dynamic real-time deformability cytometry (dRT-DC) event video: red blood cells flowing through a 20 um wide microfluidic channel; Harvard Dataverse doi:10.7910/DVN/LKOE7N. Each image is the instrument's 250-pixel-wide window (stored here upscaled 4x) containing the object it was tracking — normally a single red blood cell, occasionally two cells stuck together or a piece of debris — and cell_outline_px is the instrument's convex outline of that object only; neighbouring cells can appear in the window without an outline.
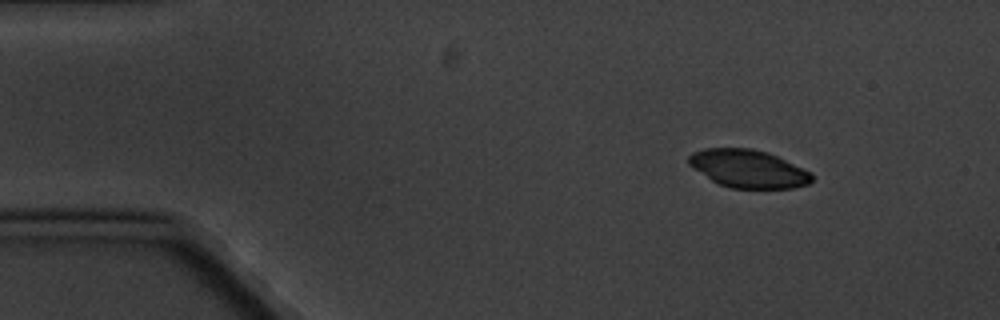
{"species": "common noctule bat (a hibernating species)", "species_latin": "Nyctalus noctula", "temperature_condition": "cold", "stored_images_in_passage": 3, "camera_frame_rate_fps": 3000, "um_per_image_px": 0.085, "animal": {"sex": "male", "body_mass_g": 20.1, "forearm_length_mm": 53.5}, "frame": {"image": 1, "passage_image": 1, "time_ms": 0.0, "image_size_px": [1000, 320], "cell_outline_px": [[812, 180], [808, 184], [792, 188], [732, 188], [720, 184], [712, 180], [692, 168], [688, 164], [688, 156], [692, 152], [704, 148], [752, 148], [768, 152], [812, 172]], "centroid_in_image_um": [63.59, 14.33], "position_along_channel_um": 21.4, "area_um2": 27.22}}